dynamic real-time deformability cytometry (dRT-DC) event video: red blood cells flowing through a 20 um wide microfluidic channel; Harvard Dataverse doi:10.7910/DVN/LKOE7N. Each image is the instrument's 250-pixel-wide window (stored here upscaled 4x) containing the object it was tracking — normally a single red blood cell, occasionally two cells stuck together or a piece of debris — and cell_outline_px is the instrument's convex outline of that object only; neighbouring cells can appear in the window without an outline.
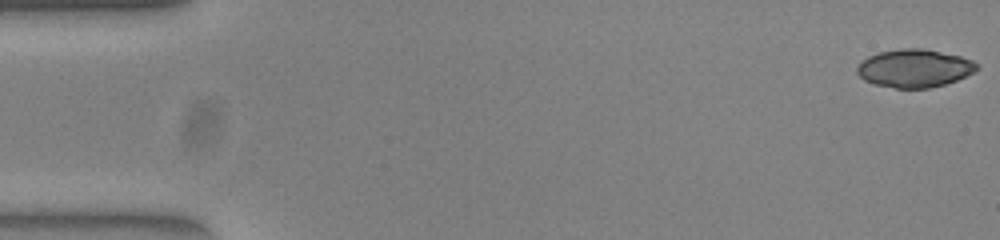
{"species": "common noctule bat (a hibernating species)", "species_latin": "Nyctalus noctula", "temperature_condition": "warm", "stored_images_in_passage": 52, "camera_frame_rate_fps": 3000, "um_per_image_px": 0.085, "animal": {"sex": "female", "body_mass_g": 23.0, "forearm_length_mm": 53.4}, "frame": {"image": 1, "passage_image": 1, "time_ms": 0.0, "image_size_px": [1000, 240], "cell_outline_px": [[980, 68], [976, 72], [956, 80], [944, 84], [928, 88], [896, 88], [876, 84], [864, 80], [856, 72], [856, 68], [868, 56], [880, 52], [900, 48], [924, 48], [960, 56], [972, 60], [980, 64]], "centroid_in_image_um": [77.77, 5.79], "position_along_channel_um": 7.2, "area_um2": 26.59}}
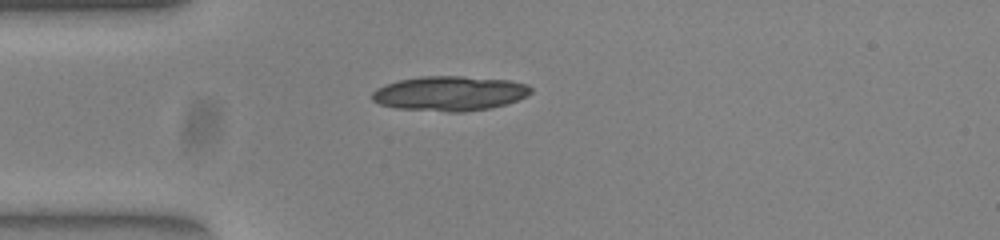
{"frame": {"image": 2, "passage_image": 14, "time_ms": 4.333, "image_size_px": [1000, 240], "cell_outline_px": [[532, 92], [528, 96], [492, 108], [464, 112], [448, 112], [396, 108], [380, 104], [372, 100], [372, 92], [376, 88], [400, 80], [420, 76], [464, 76], [512, 80], [528, 84], [532, 88]], "centroid_in_image_um": [38.26, 7.94], "position_along_channel_um": 46.7, "area_um2": 32.31}}